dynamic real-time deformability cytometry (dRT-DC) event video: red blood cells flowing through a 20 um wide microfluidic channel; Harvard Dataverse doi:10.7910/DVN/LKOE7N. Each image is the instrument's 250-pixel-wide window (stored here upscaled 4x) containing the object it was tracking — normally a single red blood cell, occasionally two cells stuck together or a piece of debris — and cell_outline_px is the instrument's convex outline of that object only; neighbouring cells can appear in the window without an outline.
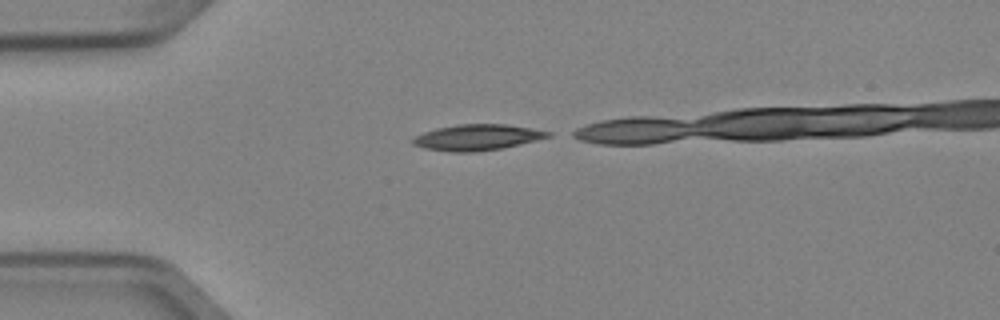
{"species": "Egyptian fruit bat (a non-hibernating species)", "species_latin": "Rousettus aegyptiacus", "temperature_condition": "cold", "stored_images_in_passage": 29, "camera_frame_rate_fps": 3000, "um_per_image_px": 0.085, "animal": {"sex": "female"}, "frame": {"image": 1, "passage_image": 1, "time_ms": 0.0, "image_size_px": [1000, 320], "cell_outline_px": [[552, 136], [500, 148], [472, 152], [452, 152], [424, 148], [412, 144], [412, 140], [416, 136], [424, 132], [436, 128], [460, 124], [504, 124], [552, 132]], "centroid_in_image_um": [40.52, 11.67], "position_along_channel_um": 44.5, "area_um2": 20.0}}
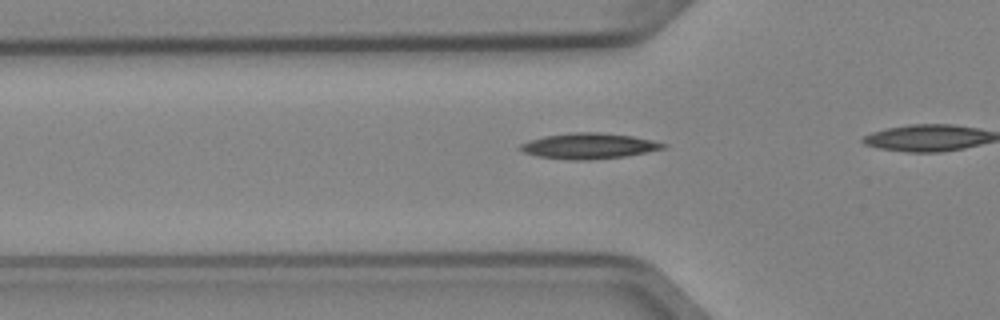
{"frame": {"image": 2, "passage_image": 5, "time_ms": 1.333, "image_size_px": [1000, 320], "cell_outline_px": [[668, 148], [624, 156], [588, 160], [572, 160], [536, 156], [524, 152], [520, 148], [520, 144], [544, 136], [572, 132], [600, 132], [632, 136], [652, 140], [668, 144]], "centroid_in_image_um": [50.09, 12.4], "position_along_channel_um": 75.7, "area_um2": 21.27}}
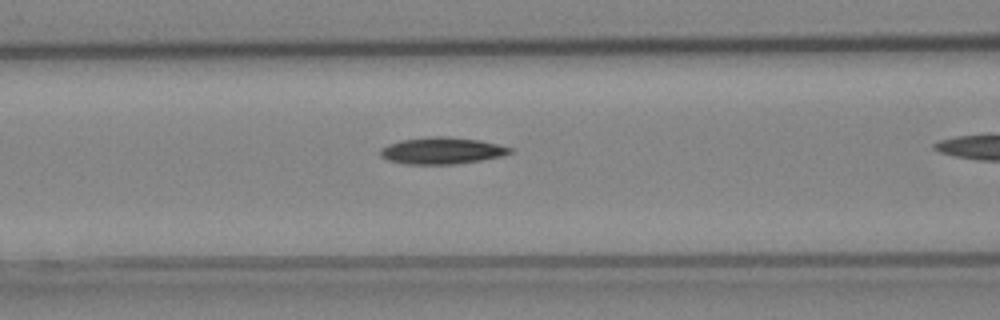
{"frame": {"image": 3, "passage_image": 9, "time_ms": 2.667, "image_size_px": [1000, 320], "cell_outline_px": [[512, 152], [500, 156], [480, 160], [452, 164], [404, 164], [388, 160], [380, 156], [380, 148], [388, 144], [400, 140], [432, 136], [448, 136], [480, 140], [512, 148]], "centroid_in_image_um": [37.5, 12.8], "position_along_channel_um": 129.1, "area_um2": 20.11}}